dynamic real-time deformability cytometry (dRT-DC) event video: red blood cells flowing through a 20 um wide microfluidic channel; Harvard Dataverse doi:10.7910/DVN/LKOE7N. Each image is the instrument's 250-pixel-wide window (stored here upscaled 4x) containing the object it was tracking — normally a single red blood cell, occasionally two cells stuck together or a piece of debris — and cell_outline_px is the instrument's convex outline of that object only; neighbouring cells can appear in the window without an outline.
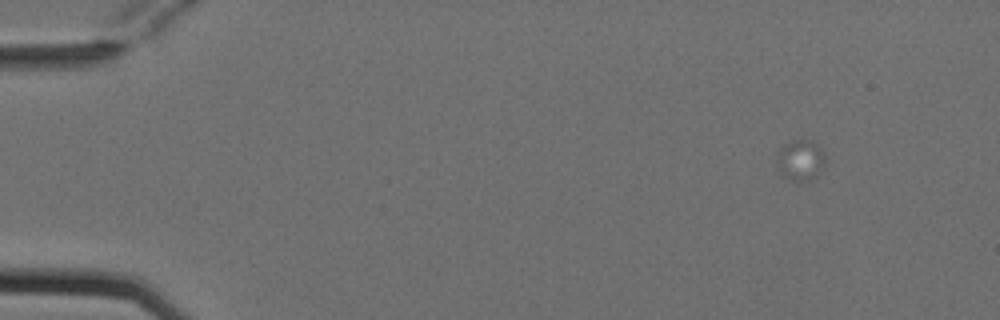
{"species": "Egyptian fruit bat (a non-hibernating species)", "species_latin": "Rousettus aegyptiacus", "temperature_condition": "cold", "stored_images_in_passage": 4, "camera_frame_rate_fps": 3000, "um_per_image_px": 0.085, "animal": {"sex": "female"}, "frame": {"image": 1, "passage_image": 1, "time_ms": 0.0, "image_size_px": [1000, 320], "cell_outline_px": [[824, 164], [808, 180], [792, 180], [780, 172], [776, 164], [780, 148], [784, 144], [792, 140], [808, 140], [816, 144], [824, 152]], "centroid_in_image_um": [68.0, 13.56], "position_along_channel_um": 17.0, "area_um2": 10.92}}